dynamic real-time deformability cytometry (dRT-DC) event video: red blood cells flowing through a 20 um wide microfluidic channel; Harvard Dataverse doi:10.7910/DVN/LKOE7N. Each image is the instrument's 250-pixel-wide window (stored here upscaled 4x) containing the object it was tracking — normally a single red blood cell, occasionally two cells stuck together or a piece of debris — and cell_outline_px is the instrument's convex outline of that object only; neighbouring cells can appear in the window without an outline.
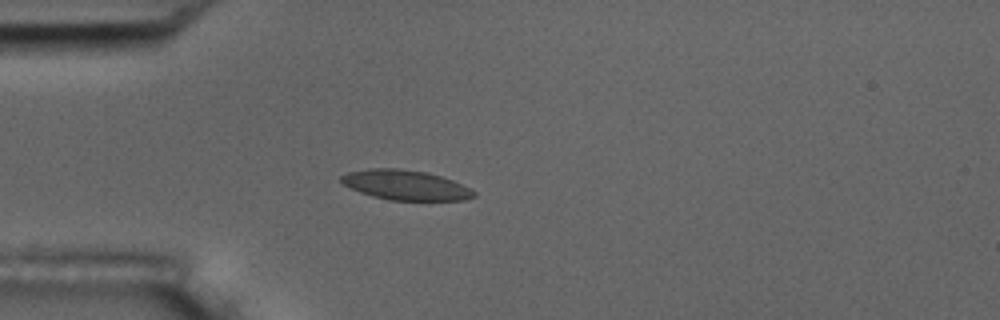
{"species": "common noctule bat (a hibernating species)", "species_latin": "Nyctalus noctula", "temperature_condition": "room temperature", "stored_images_in_passage": 6, "camera_frame_rate_fps": 3000, "um_per_image_px": 0.085, "animal": {"sex": "male", "body_mass_g": 17.5, "forearm_length_mm": 52.3}, "frame": {"image": 1, "passage_image": 5, "time_ms": 4.667, "image_size_px": [1000, 320], "cell_outline_px": [[476, 196], [464, 200], [388, 200], [372, 196], [360, 192], [340, 184], [340, 176], [348, 172], [372, 168], [396, 168], [428, 172], [452, 180], [476, 192]], "centroid_in_image_um": [34.42, 15.73], "position_along_channel_um": 50.6, "area_um2": 23.12}}